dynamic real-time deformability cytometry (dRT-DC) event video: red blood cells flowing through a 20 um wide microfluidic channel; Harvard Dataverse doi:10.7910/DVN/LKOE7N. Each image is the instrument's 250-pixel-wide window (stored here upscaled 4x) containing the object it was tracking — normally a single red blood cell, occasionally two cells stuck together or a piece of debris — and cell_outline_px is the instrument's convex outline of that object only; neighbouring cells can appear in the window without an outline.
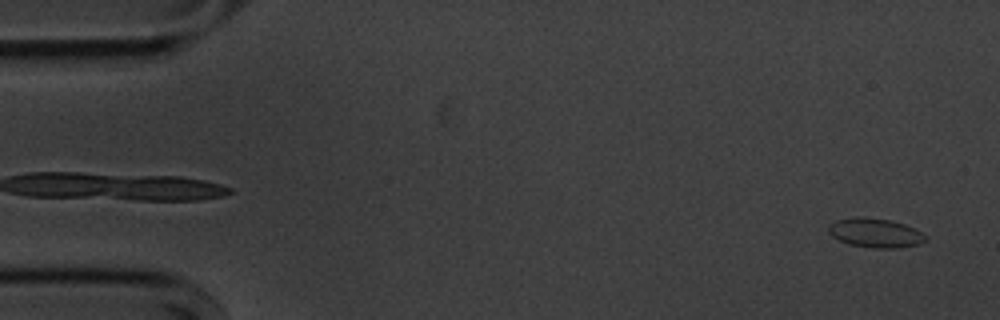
{"species": "common noctule bat (a hibernating species)", "species_latin": "Nyctalus noctula", "temperature_condition": "cold", "stored_images_in_passage": 55, "camera_frame_rate_fps": 3000, "um_per_image_px": 0.085, "animal": {"sex": "male", "body_mass_g": 20.1, "forearm_length_mm": 53.5}, "frame": {"image": 1, "passage_image": 2, "time_ms": 0.333, "image_size_px": [1000, 320], "cell_outline_px": [[928, 240], [916, 244], [900, 248], [872, 248], [848, 244], [832, 236], [828, 232], [828, 224], [836, 220], [856, 216], [864, 216], [892, 220], [904, 224], [928, 236]], "centroid_in_image_um": [74.38, 19.78], "position_along_channel_um": 10.6, "area_um2": 16.7}}
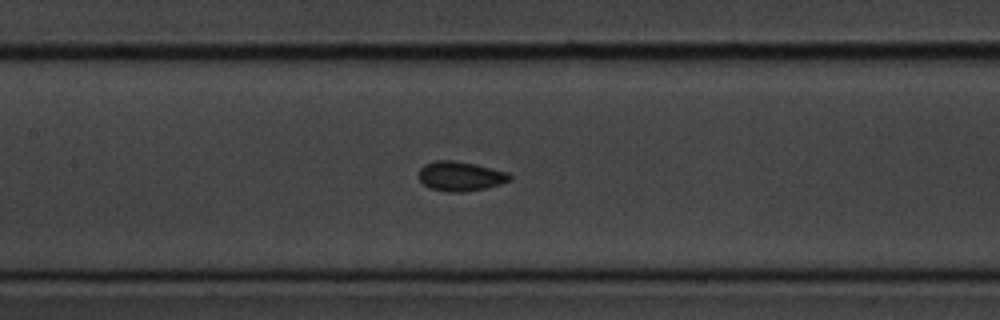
{"frame": {"image": 2, "passage_image": 25, "time_ms": 8.0, "image_size_px": [1000, 320], "cell_outline_px": [[512, 180], [500, 184], [484, 188], [464, 192], [448, 192], [432, 188], [424, 184], [416, 176], [420, 168], [424, 164], [436, 160], [452, 160], [472, 164], [508, 172], [512, 176]], "centroid_in_image_um": [39.11, 14.98], "position_along_channel_um": 168.3, "area_um2": 15.61}}
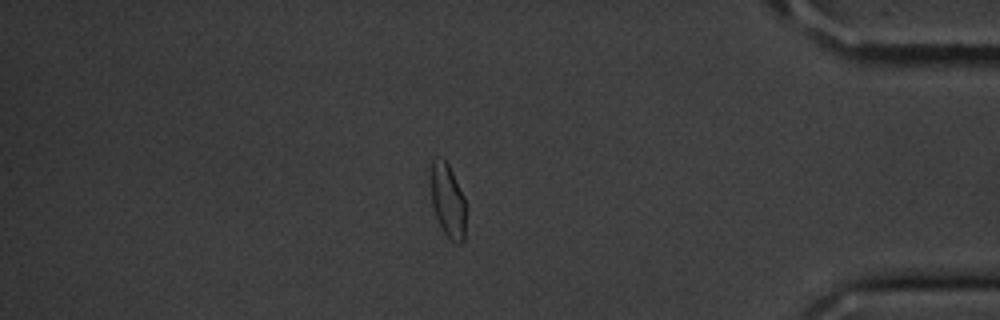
{"frame": {"image": 3, "passage_image": 47, "time_ms": 15.333, "image_size_px": [1000, 320], "cell_outline_px": [[464, 240], [460, 244], [456, 244], [444, 232], [436, 216], [432, 204], [432, 160], [444, 160], [448, 164], [464, 196]], "centroid_in_image_um": [38.08, 17.1], "position_along_channel_um": 397.1, "area_um2": 14.33}, "authors_computed_cell_mechanics": {"area_um2": 15.5482, "velocity_mm_per_s": 3.5806, "shape_relaxation_time_tau1_ms": 2.578, "shape_relaxation_time_tau2_ms": 0.7056, "deformation_change_tau1": 0.0745, "deformation_change_tau2": 0.0529}}